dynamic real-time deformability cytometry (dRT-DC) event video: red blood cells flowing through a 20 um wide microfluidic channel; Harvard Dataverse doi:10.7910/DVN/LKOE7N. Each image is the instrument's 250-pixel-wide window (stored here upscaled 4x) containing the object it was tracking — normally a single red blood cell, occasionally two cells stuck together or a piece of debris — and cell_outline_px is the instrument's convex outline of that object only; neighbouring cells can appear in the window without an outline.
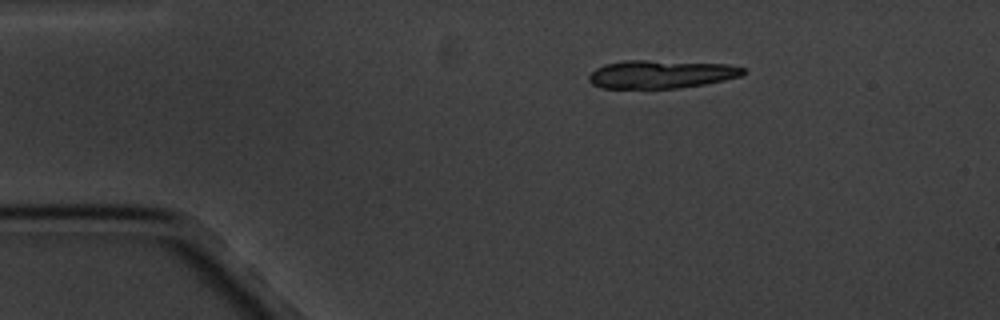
{"species": "common noctule bat (a hibernating species)", "species_latin": "Nyctalus noctula", "temperature_condition": "cold", "stored_images_in_passage": 2, "camera_frame_rate_fps": 3000, "um_per_image_px": 0.085, "animal": {"sex": "male", "body_mass_g": 20.1, "forearm_length_mm": 53.5}, "frame": {"image": 1, "passage_image": 1, "time_ms": 0.0, "image_size_px": [1000, 320], "cell_outline_px": [[744, 72], [740, 76], [724, 80], [704, 84], [680, 88], [600, 88], [592, 84], [588, 80], [588, 76], [596, 68], [604, 64], [624, 60], [648, 60], [728, 64], [744, 68]], "centroid_in_image_um": [56.14, 6.31], "position_along_channel_um": 28.9, "area_um2": 25.32}}